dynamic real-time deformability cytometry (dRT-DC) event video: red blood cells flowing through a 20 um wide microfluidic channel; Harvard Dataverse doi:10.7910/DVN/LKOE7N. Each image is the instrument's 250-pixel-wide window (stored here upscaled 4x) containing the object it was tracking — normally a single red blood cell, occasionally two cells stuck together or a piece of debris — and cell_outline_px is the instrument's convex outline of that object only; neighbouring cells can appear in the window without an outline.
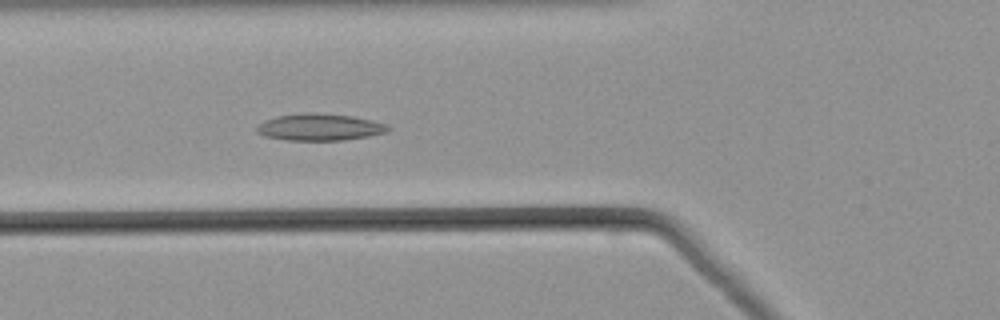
{"species": "common noctule bat (a hibernating species)", "species_latin": "Nyctalus noctula", "temperature_condition": "warm", "stored_images_in_passage": 52, "camera_frame_rate_fps": 3000, "um_per_image_px": 0.085, "animal": {"sex": "male", "body_mass_g": 21.5, "forearm_length_mm": 52.0}, "frame": {"image": 1, "passage_image": 19, "time_ms": 6.0, "image_size_px": [1000, 320], "cell_outline_px": [[392, 128], [388, 132], [368, 136], [344, 140], [288, 140], [264, 136], [256, 132], [256, 128], [264, 120], [276, 116], [304, 112], [352, 116], [388, 124]], "centroid_in_image_um": [27.18, 10.81], "position_along_channel_um": 98.6, "area_um2": 20.52}}
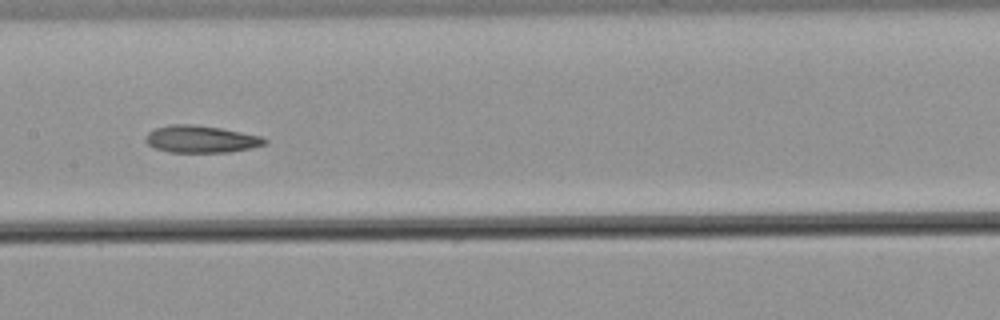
{"frame": {"image": 2, "passage_image": 26, "time_ms": 8.333, "image_size_px": [1000, 320], "cell_outline_px": [[268, 144], [252, 148], [228, 152], [168, 152], [156, 148], [148, 144], [144, 140], [144, 136], [148, 132], [156, 128], [168, 124], [196, 124], [220, 128], [260, 136], [268, 140]], "centroid_in_image_um": [17.07, 11.82], "position_along_channel_um": 190.3, "area_um2": 18.96}}
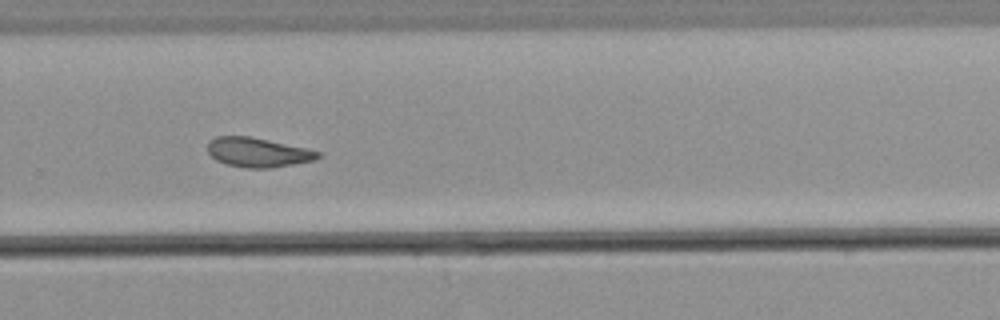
{"frame": {"image": 3, "passage_image": 35, "time_ms": 11.333, "image_size_px": [1000, 320], "cell_outline_px": [[324, 156], [316, 160], [272, 168], [248, 168], [224, 164], [216, 160], [208, 152], [208, 144], [216, 136], [248, 136], [268, 140], [304, 148], [320, 152]], "centroid_in_image_um": [21.94, 12.97], "position_along_channel_um": 307.9, "area_um2": 18.84}}